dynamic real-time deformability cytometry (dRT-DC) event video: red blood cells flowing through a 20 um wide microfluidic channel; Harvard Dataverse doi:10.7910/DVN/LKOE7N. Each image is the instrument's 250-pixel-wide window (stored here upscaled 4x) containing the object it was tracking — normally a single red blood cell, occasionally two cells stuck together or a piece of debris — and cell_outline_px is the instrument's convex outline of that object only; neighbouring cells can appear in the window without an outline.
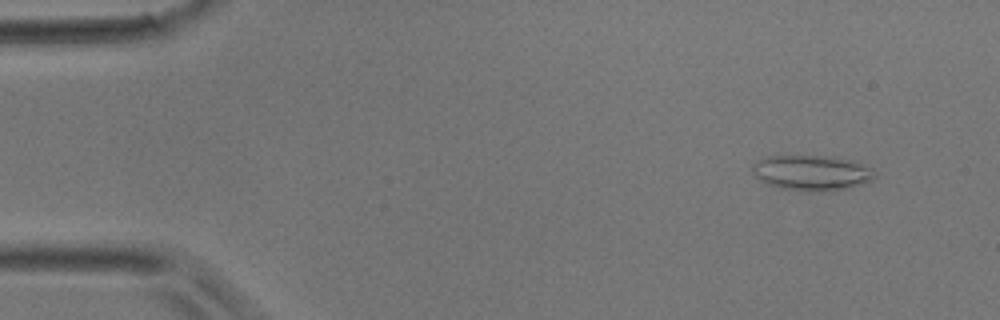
{"species": "common noctule bat (a hibernating species)", "species_latin": "Nyctalus noctula", "temperature_condition": "room temperature", "stored_images_in_passage": 4, "camera_frame_rate_fps": 3000, "um_per_image_px": 0.085, "animal": {"sex": "male", "body_mass_g": 17.9}, "frame": {"image": 1, "passage_image": 2, "time_ms": 0.333, "image_size_px": [1000, 320], "cell_outline_px": [[876, 176], [872, 180], [848, 188], [832, 192], [808, 192], [780, 188], [768, 184], [760, 180], [752, 172], [752, 164], [756, 160], [764, 156], [836, 156], [852, 160], [872, 168]], "centroid_in_image_um": [68.99, 14.69], "position_along_channel_um": 16.0, "area_um2": 25.66}}